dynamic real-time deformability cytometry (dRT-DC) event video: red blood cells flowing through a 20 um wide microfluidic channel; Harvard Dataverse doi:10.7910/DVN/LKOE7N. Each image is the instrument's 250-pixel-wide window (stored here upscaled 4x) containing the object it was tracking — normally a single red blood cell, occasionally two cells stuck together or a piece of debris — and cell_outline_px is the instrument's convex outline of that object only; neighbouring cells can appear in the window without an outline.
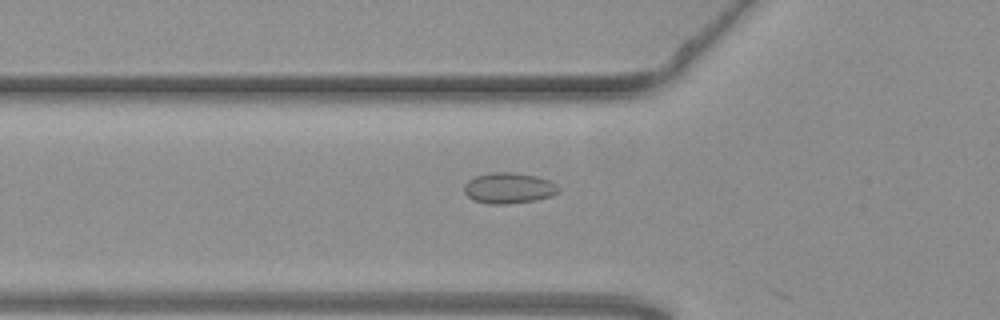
{"species": "common noctule bat (a hibernating species)", "species_latin": "Nyctalus noctula", "temperature_condition": "warm", "stored_images_in_passage": 45, "camera_frame_rate_fps": 3000, "um_per_image_px": 0.085, "animal": {"sex": "female", "body_mass_g": 19.3, "forearm_length_mm": 54.1}, "frame": {"image": 1, "passage_image": 9, "time_ms": 2.667, "image_size_px": [1000, 320], "cell_outline_px": [[560, 192], [552, 196], [536, 200], [508, 204], [488, 204], [476, 200], [468, 196], [464, 192], [464, 184], [468, 180], [476, 176], [492, 172], [512, 172], [536, 176], [548, 180], [556, 184], [560, 188]], "centroid_in_image_um": [43.27, 15.99], "position_along_channel_um": 82.5, "area_um2": 16.99}}
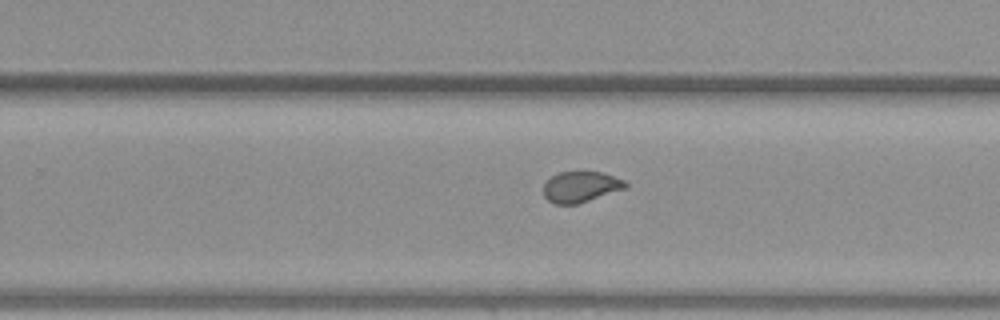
{"frame": {"image": 2, "passage_image": 25, "time_ms": 8.0, "image_size_px": [1000, 320], "cell_outline_px": [[628, 184], [624, 188], [576, 204], [556, 204], [548, 200], [544, 196], [544, 184], [552, 176], [560, 172], [600, 172], [624, 180]], "centroid_in_image_um": [49.32, 15.87], "position_along_channel_um": 280.5, "area_um2": 14.28}}
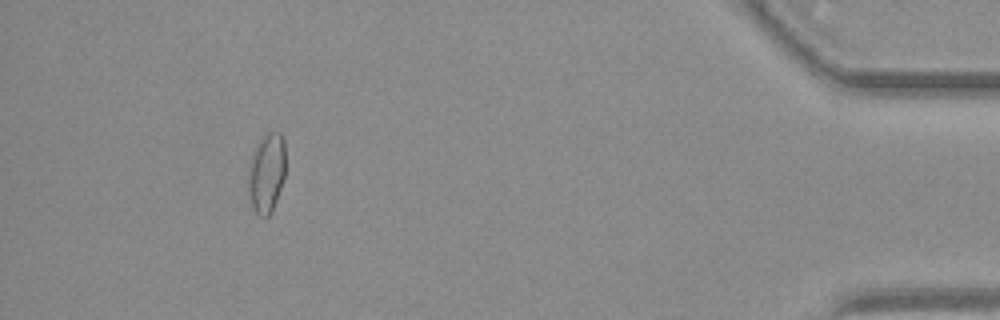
{"frame": {"image": 3, "passage_image": 41, "time_ms": 13.333, "image_size_px": [1000, 320], "cell_outline_px": [[284, 176], [272, 212], [264, 220], [252, 208], [248, 192], [248, 160], [256, 144], [268, 132], [280, 132], [284, 140]], "centroid_in_image_um": [22.62, 14.71], "position_along_channel_um": 412.6, "area_um2": 17.51}, "authors_computed_cell_mechanics": {"area_um2": 15.895, "velocity_mm_per_s": 3.7058, "shape_relaxation_time_tau1_ms": null, "shape_relaxation_time_tau2_ms": 0.8964, "deformation_change_tau1": null, "deformation_change_tau2": 0.0472}}